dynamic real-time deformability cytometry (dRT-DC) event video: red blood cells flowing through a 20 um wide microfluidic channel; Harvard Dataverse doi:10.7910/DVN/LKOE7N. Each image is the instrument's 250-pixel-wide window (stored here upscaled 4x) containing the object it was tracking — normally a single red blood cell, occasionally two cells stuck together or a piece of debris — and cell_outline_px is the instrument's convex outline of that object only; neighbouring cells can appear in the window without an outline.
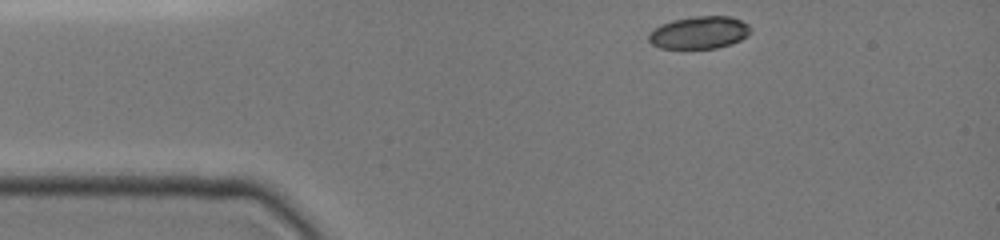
{"species": "common noctule bat (a hibernating species)", "species_latin": "Nyctalus noctula", "temperature_condition": "cold", "stored_images_in_passage": 5, "camera_frame_rate_fps": 3000, "um_per_image_px": 0.085, "animal": {"sex": "female", "body_mass_g": 19.0, "forearm_length_mm": 51.5}, "frame": {"image": 1, "passage_image": 1, "time_ms": 0.0, "image_size_px": [1000, 240], "cell_outline_px": [[752, 28], [748, 36], [732, 44], [716, 48], [660, 48], [652, 44], [648, 40], [648, 32], [660, 24], [672, 20], [696, 16], [732, 16], [748, 24]], "centroid_in_image_um": [59.44, 2.76], "position_along_channel_um": 25.6, "area_um2": 19.48}}
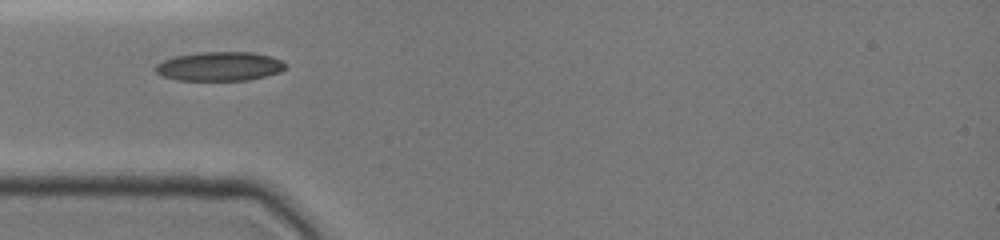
{"frame": {"image": 2, "passage_image": 4, "time_ms": 2.333, "image_size_px": [1000, 240], "cell_outline_px": [[288, 64], [280, 72], [248, 80], [176, 80], [164, 76], [156, 72], [156, 64], [164, 60], [176, 56], [200, 52], [252, 52], [272, 56]], "centroid_in_image_um": [18.69, 5.63], "position_along_channel_um": 66.3, "area_um2": 21.91}}